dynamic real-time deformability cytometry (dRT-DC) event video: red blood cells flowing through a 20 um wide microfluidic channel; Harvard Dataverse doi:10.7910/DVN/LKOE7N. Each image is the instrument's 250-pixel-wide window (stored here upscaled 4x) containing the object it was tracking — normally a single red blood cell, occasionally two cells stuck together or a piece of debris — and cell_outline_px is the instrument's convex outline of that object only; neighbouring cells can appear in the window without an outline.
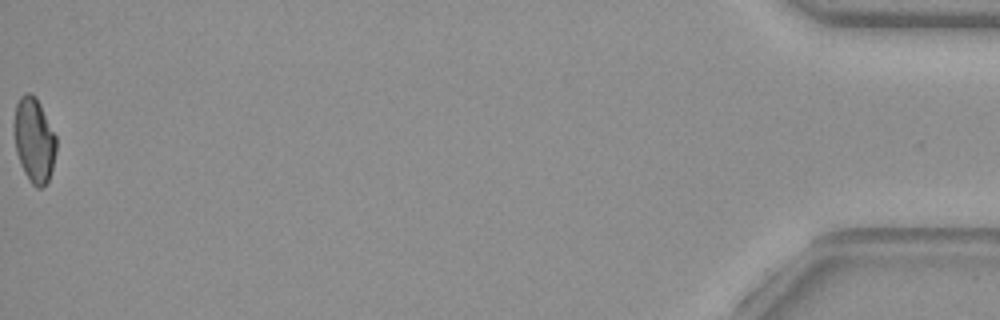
{"species": "common noctule bat (a hibernating species)", "species_latin": "Nyctalus noctula", "temperature_condition": "warm", "stored_images_in_passage": 45, "camera_frame_rate_fps": 3000, "um_per_image_px": 0.085, "animal": {"sex": "female", "body_mass_g": 29.2, "forearm_length_mm": 56.3}, "frame": {"image": 1, "passage_image": 45, "time_ms": 14.667, "image_size_px": [1000, 320], "cell_outline_px": [[56, 152], [52, 168], [48, 180], [40, 188], [36, 188], [28, 180], [24, 172], [16, 152], [12, 124], [16, 104], [20, 96], [24, 92], [28, 92], [36, 96], [56, 136]], "centroid_in_image_um": [2.87, 11.87], "position_along_channel_um": 432.3, "area_um2": 21.04}, "authors_computed_cell_mechanics": {"area_um2": 22.1952, "velocity_mm_per_s": 4.0141, "shape_relaxation_time_tau1_ms": null, "shape_relaxation_time_tau2_ms": 3.3933, "deformation_change_tau1": null, "deformation_change_tau2": 0.0858}}